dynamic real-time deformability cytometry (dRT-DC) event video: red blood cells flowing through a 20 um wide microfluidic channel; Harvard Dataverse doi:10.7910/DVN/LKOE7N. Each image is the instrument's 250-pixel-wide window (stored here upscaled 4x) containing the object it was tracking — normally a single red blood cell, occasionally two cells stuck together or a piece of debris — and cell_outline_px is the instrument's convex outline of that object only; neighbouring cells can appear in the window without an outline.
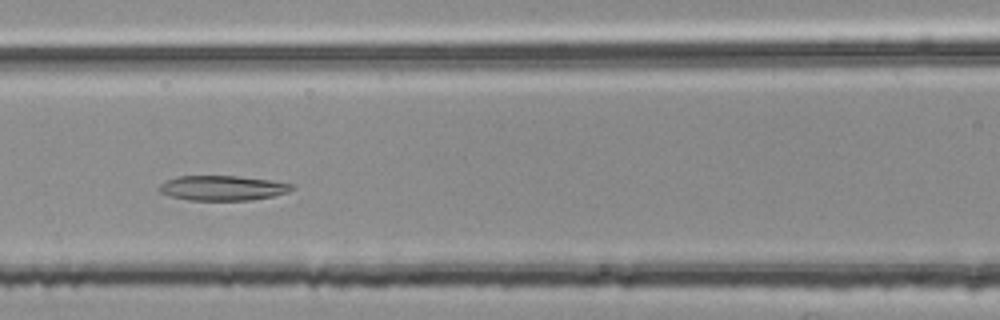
{"species": "common noctule bat (a hibernating species)", "species_latin": "Nyctalus noctula", "temperature_condition": "room temperature", "stored_images_in_passage": 48, "camera_frame_rate_fps": 3000, "um_per_image_px": 0.085, "animal": {"sex": "female", "body_mass_g": 25.1}, "frame": {"image": 1, "passage_image": 20, "time_ms": 6.333, "image_size_px": [1000, 320], "cell_outline_px": [[296, 188], [288, 192], [272, 196], [252, 200], [188, 200], [172, 196], [160, 192], [160, 184], [176, 176], [236, 176], [268, 180], [292, 184]], "centroid_in_image_um": [18.94, 15.98], "position_along_channel_um": 147.7, "area_um2": 19.02}}
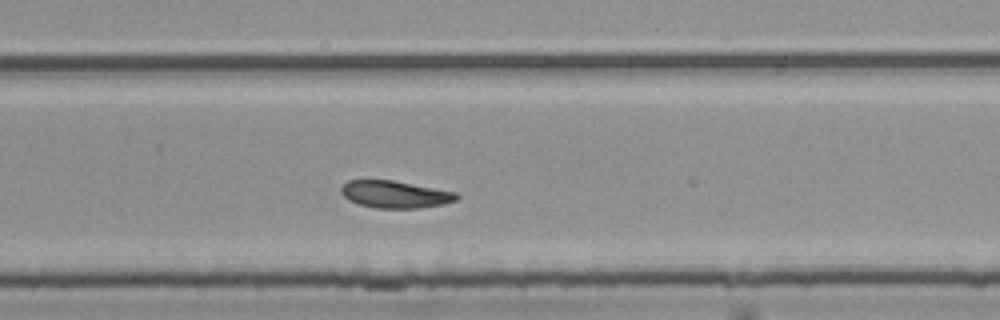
{"frame": {"image": 2, "passage_image": 32, "time_ms": 10.333, "image_size_px": [1000, 320], "cell_outline_px": [[460, 196], [456, 200], [444, 204], [420, 208], [376, 208], [360, 204], [348, 200], [340, 192], [340, 188], [348, 180], [392, 180], [456, 192]], "centroid_in_image_um": [33.58, 16.52], "position_along_channel_um": 296.2, "area_um2": 18.26}}
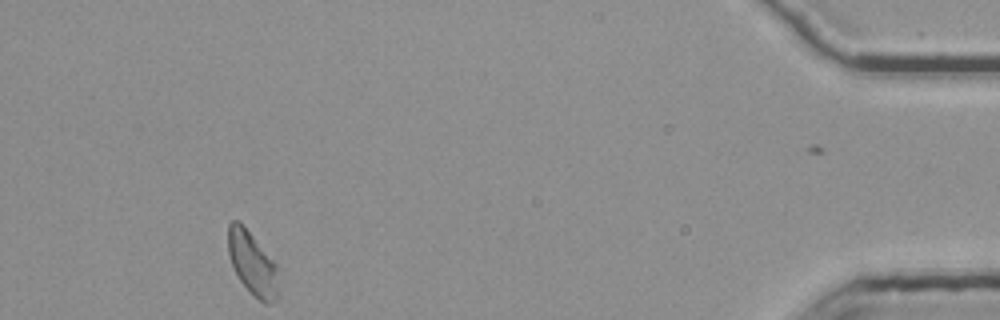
{"frame": {"image": 3, "passage_image": 47, "time_ms": 15.333, "image_size_px": [1000, 320], "cell_outline_px": [[276, 300], [272, 304], [264, 304], [240, 280], [232, 264], [228, 252], [228, 224], [232, 220], [236, 220], [252, 236], [276, 264]], "centroid_in_image_um": [21.42, 22.39], "position_along_channel_um": 413.8, "area_um2": 17.63}, "authors_computed_cell_mechanics": {"area_um2": 19.3052, "velocity_mm_per_s": 3.7281, "shape_relaxation_time_tau1_ms": null, "shape_relaxation_time_tau2_ms": 5.9724, "deformation_change_tau1": null, "deformation_change_tau2": 0.1199}}